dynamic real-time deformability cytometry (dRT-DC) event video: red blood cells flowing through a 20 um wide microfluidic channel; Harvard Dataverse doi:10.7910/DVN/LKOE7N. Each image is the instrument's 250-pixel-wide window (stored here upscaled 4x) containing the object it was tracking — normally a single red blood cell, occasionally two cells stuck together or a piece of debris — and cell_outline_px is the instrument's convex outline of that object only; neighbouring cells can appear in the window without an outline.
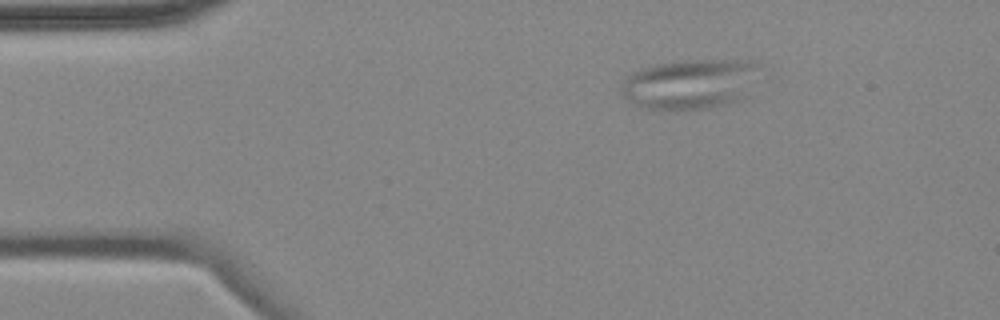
{"species": "common noctule bat (a hibernating species)", "species_latin": "Nyctalus noctula", "temperature_condition": "cold", "stored_images_in_passage": 3, "camera_frame_rate_fps": 3000, "um_per_image_px": 0.085, "animal": {"sex": "female", "body_mass_g": 18.4}, "frame": {"image": 1, "passage_image": 1, "time_ms": 0.0, "image_size_px": [1000, 320], "cell_outline_px": [[756, 64], [748, 96], [740, 100], [724, 104], [704, 108], [644, 108], [628, 100], [624, 96], [620, 88], [624, 76], [640, 68], [660, 64], [688, 60], [752, 60]], "centroid_in_image_um": [58.6, 7.12], "position_along_channel_um": 26.4, "area_um2": 39.42}}
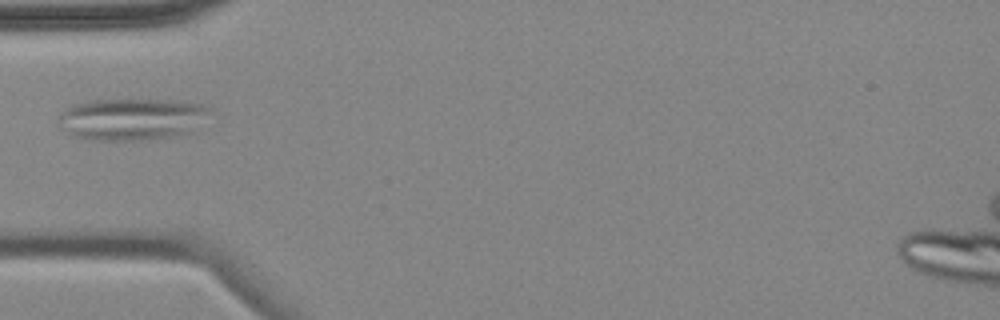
{"frame": {"image": 2, "passage_image": 3, "time_ms": 3.0, "image_size_px": [1000, 320], "cell_outline_px": [[212, 112], [192, 132], [176, 136], [140, 140], [92, 140], [76, 136], [60, 128], [56, 124], [56, 120], [64, 108], [72, 104], [92, 100], [172, 100], [200, 104], [212, 108]], "centroid_in_image_um": [11.19, 10.12], "position_along_channel_um": 73.8, "area_um2": 37.34}}